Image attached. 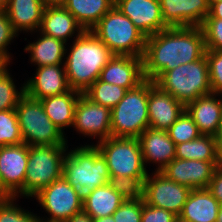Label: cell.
Returning a JSON list of instances; mask_svg holds the SVG:
<instances>
[{
  "label": "cell",
  "instance_id": "b9f144b4",
  "mask_svg": "<svg viewBox=\"0 0 222 222\" xmlns=\"http://www.w3.org/2000/svg\"><path fill=\"white\" fill-rule=\"evenodd\" d=\"M206 18L222 19V1L214 3L209 7V14Z\"/></svg>",
  "mask_w": 222,
  "mask_h": 222
},
{
  "label": "cell",
  "instance_id": "60d3db41",
  "mask_svg": "<svg viewBox=\"0 0 222 222\" xmlns=\"http://www.w3.org/2000/svg\"><path fill=\"white\" fill-rule=\"evenodd\" d=\"M207 189L218 203L222 205V172L214 171Z\"/></svg>",
  "mask_w": 222,
  "mask_h": 222
},
{
  "label": "cell",
  "instance_id": "44dd1931",
  "mask_svg": "<svg viewBox=\"0 0 222 222\" xmlns=\"http://www.w3.org/2000/svg\"><path fill=\"white\" fill-rule=\"evenodd\" d=\"M220 96L219 99L216 97ZM185 111L204 135L217 136L222 125V96L210 93L185 105Z\"/></svg>",
  "mask_w": 222,
  "mask_h": 222
},
{
  "label": "cell",
  "instance_id": "9a60e30c",
  "mask_svg": "<svg viewBox=\"0 0 222 222\" xmlns=\"http://www.w3.org/2000/svg\"><path fill=\"white\" fill-rule=\"evenodd\" d=\"M185 111V105L171 94L162 91L148 79L149 127L167 131Z\"/></svg>",
  "mask_w": 222,
  "mask_h": 222
},
{
  "label": "cell",
  "instance_id": "bcb514c9",
  "mask_svg": "<svg viewBox=\"0 0 222 222\" xmlns=\"http://www.w3.org/2000/svg\"><path fill=\"white\" fill-rule=\"evenodd\" d=\"M40 2L45 6H59L62 5L64 0H40Z\"/></svg>",
  "mask_w": 222,
  "mask_h": 222
},
{
  "label": "cell",
  "instance_id": "484cf974",
  "mask_svg": "<svg viewBox=\"0 0 222 222\" xmlns=\"http://www.w3.org/2000/svg\"><path fill=\"white\" fill-rule=\"evenodd\" d=\"M81 92L71 89L70 91L40 99L48 118L64 134V128L71 127L74 121L75 107Z\"/></svg>",
  "mask_w": 222,
  "mask_h": 222
},
{
  "label": "cell",
  "instance_id": "d6a6232c",
  "mask_svg": "<svg viewBox=\"0 0 222 222\" xmlns=\"http://www.w3.org/2000/svg\"><path fill=\"white\" fill-rule=\"evenodd\" d=\"M7 67L0 72V111L15 109L20 98L25 94L24 84L20 91L16 89Z\"/></svg>",
  "mask_w": 222,
  "mask_h": 222
},
{
  "label": "cell",
  "instance_id": "f907efd6",
  "mask_svg": "<svg viewBox=\"0 0 222 222\" xmlns=\"http://www.w3.org/2000/svg\"><path fill=\"white\" fill-rule=\"evenodd\" d=\"M216 145H222V125H221L220 131L217 135V144Z\"/></svg>",
  "mask_w": 222,
  "mask_h": 222
},
{
  "label": "cell",
  "instance_id": "277c9868",
  "mask_svg": "<svg viewBox=\"0 0 222 222\" xmlns=\"http://www.w3.org/2000/svg\"><path fill=\"white\" fill-rule=\"evenodd\" d=\"M90 31L114 55L143 57L146 37L115 5Z\"/></svg>",
  "mask_w": 222,
  "mask_h": 222
},
{
  "label": "cell",
  "instance_id": "681fc988",
  "mask_svg": "<svg viewBox=\"0 0 222 222\" xmlns=\"http://www.w3.org/2000/svg\"><path fill=\"white\" fill-rule=\"evenodd\" d=\"M8 63L0 57V72L8 67Z\"/></svg>",
  "mask_w": 222,
  "mask_h": 222
},
{
  "label": "cell",
  "instance_id": "836d02e7",
  "mask_svg": "<svg viewBox=\"0 0 222 222\" xmlns=\"http://www.w3.org/2000/svg\"><path fill=\"white\" fill-rule=\"evenodd\" d=\"M169 137L178 145L197 139L201 133L186 111L167 130Z\"/></svg>",
  "mask_w": 222,
  "mask_h": 222
},
{
  "label": "cell",
  "instance_id": "7a4b0ae2",
  "mask_svg": "<svg viewBox=\"0 0 222 222\" xmlns=\"http://www.w3.org/2000/svg\"><path fill=\"white\" fill-rule=\"evenodd\" d=\"M75 35L72 48L64 58V67L70 88L84 93L114 54L92 31Z\"/></svg>",
  "mask_w": 222,
  "mask_h": 222
},
{
  "label": "cell",
  "instance_id": "f1b7e54d",
  "mask_svg": "<svg viewBox=\"0 0 222 222\" xmlns=\"http://www.w3.org/2000/svg\"><path fill=\"white\" fill-rule=\"evenodd\" d=\"M217 136L201 134L197 139L176 145V159L215 162Z\"/></svg>",
  "mask_w": 222,
  "mask_h": 222
},
{
  "label": "cell",
  "instance_id": "f6af8a7d",
  "mask_svg": "<svg viewBox=\"0 0 222 222\" xmlns=\"http://www.w3.org/2000/svg\"><path fill=\"white\" fill-rule=\"evenodd\" d=\"M14 196L6 189L3 185L0 177V201H7L12 199Z\"/></svg>",
  "mask_w": 222,
  "mask_h": 222
},
{
  "label": "cell",
  "instance_id": "52a82bcc",
  "mask_svg": "<svg viewBox=\"0 0 222 222\" xmlns=\"http://www.w3.org/2000/svg\"><path fill=\"white\" fill-rule=\"evenodd\" d=\"M15 110L23 142L26 145H67L65 134L48 118L40 100L24 94Z\"/></svg>",
  "mask_w": 222,
  "mask_h": 222
},
{
  "label": "cell",
  "instance_id": "f5cc1de1",
  "mask_svg": "<svg viewBox=\"0 0 222 222\" xmlns=\"http://www.w3.org/2000/svg\"><path fill=\"white\" fill-rule=\"evenodd\" d=\"M44 220H45V221H44ZM44 220H43L42 217L40 218V216H39L37 222H62V221H52V220H47V219H44Z\"/></svg>",
  "mask_w": 222,
  "mask_h": 222
},
{
  "label": "cell",
  "instance_id": "e575fe53",
  "mask_svg": "<svg viewBox=\"0 0 222 222\" xmlns=\"http://www.w3.org/2000/svg\"><path fill=\"white\" fill-rule=\"evenodd\" d=\"M16 197L0 201V222H37V214L24 210L16 205Z\"/></svg>",
  "mask_w": 222,
  "mask_h": 222
},
{
  "label": "cell",
  "instance_id": "74e56055",
  "mask_svg": "<svg viewBox=\"0 0 222 222\" xmlns=\"http://www.w3.org/2000/svg\"><path fill=\"white\" fill-rule=\"evenodd\" d=\"M17 36L18 33L13 29L6 12L0 10V57L9 65L11 56L7 50V46L11 45V41Z\"/></svg>",
  "mask_w": 222,
  "mask_h": 222
},
{
  "label": "cell",
  "instance_id": "f546056e",
  "mask_svg": "<svg viewBox=\"0 0 222 222\" xmlns=\"http://www.w3.org/2000/svg\"><path fill=\"white\" fill-rule=\"evenodd\" d=\"M126 92V88L97 79L83 94L92 102L111 110L124 97Z\"/></svg>",
  "mask_w": 222,
  "mask_h": 222
},
{
  "label": "cell",
  "instance_id": "ac0fdd59",
  "mask_svg": "<svg viewBox=\"0 0 222 222\" xmlns=\"http://www.w3.org/2000/svg\"><path fill=\"white\" fill-rule=\"evenodd\" d=\"M99 80L133 89L145 80L143 58L129 55H114L100 72Z\"/></svg>",
  "mask_w": 222,
  "mask_h": 222
},
{
  "label": "cell",
  "instance_id": "c3c4849f",
  "mask_svg": "<svg viewBox=\"0 0 222 222\" xmlns=\"http://www.w3.org/2000/svg\"><path fill=\"white\" fill-rule=\"evenodd\" d=\"M9 3V0H0V10H5L7 5Z\"/></svg>",
  "mask_w": 222,
  "mask_h": 222
},
{
  "label": "cell",
  "instance_id": "603a6c76",
  "mask_svg": "<svg viewBox=\"0 0 222 222\" xmlns=\"http://www.w3.org/2000/svg\"><path fill=\"white\" fill-rule=\"evenodd\" d=\"M220 206L207 188L192 189L178 218L183 222H216Z\"/></svg>",
  "mask_w": 222,
  "mask_h": 222
},
{
  "label": "cell",
  "instance_id": "d4e9b609",
  "mask_svg": "<svg viewBox=\"0 0 222 222\" xmlns=\"http://www.w3.org/2000/svg\"><path fill=\"white\" fill-rule=\"evenodd\" d=\"M124 201L107 183L83 194L82 211L93 219L112 216Z\"/></svg>",
  "mask_w": 222,
  "mask_h": 222
},
{
  "label": "cell",
  "instance_id": "f35d334b",
  "mask_svg": "<svg viewBox=\"0 0 222 222\" xmlns=\"http://www.w3.org/2000/svg\"><path fill=\"white\" fill-rule=\"evenodd\" d=\"M142 199L125 200L112 214L115 222H141Z\"/></svg>",
  "mask_w": 222,
  "mask_h": 222
},
{
  "label": "cell",
  "instance_id": "11a10c76",
  "mask_svg": "<svg viewBox=\"0 0 222 222\" xmlns=\"http://www.w3.org/2000/svg\"><path fill=\"white\" fill-rule=\"evenodd\" d=\"M174 222H183L179 218H177Z\"/></svg>",
  "mask_w": 222,
  "mask_h": 222
},
{
  "label": "cell",
  "instance_id": "d590c367",
  "mask_svg": "<svg viewBox=\"0 0 222 222\" xmlns=\"http://www.w3.org/2000/svg\"><path fill=\"white\" fill-rule=\"evenodd\" d=\"M201 28L205 37L206 50L222 52V19L205 18Z\"/></svg>",
  "mask_w": 222,
  "mask_h": 222
},
{
  "label": "cell",
  "instance_id": "3957f363",
  "mask_svg": "<svg viewBox=\"0 0 222 222\" xmlns=\"http://www.w3.org/2000/svg\"><path fill=\"white\" fill-rule=\"evenodd\" d=\"M62 176L82 195L109 182L106 159L96 146H78L68 151L63 160Z\"/></svg>",
  "mask_w": 222,
  "mask_h": 222
},
{
  "label": "cell",
  "instance_id": "2e32d148",
  "mask_svg": "<svg viewBox=\"0 0 222 222\" xmlns=\"http://www.w3.org/2000/svg\"><path fill=\"white\" fill-rule=\"evenodd\" d=\"M160 6L168 27H201L209 14L207 0H160Z\"/></svg>",
  "mask_w": 222,
  "mask_h": 222
},
{
  "label": "cell",
  "instance_id": "4fadbf2b",
  "mask_svg": "<svg viewBox=\"0 0 222 222\" xmlns=\"http://www.w3.org/2000/svg\"><path fill=\"white\" fill-rule=\"evenodd\" d=\"M28 154L29 146L25 143L0 147V177L6 189L17 198L24 197Z\"/></svg>",
  "mask_w": 222,
  "mask_h": 222
},
{
  "label": "cell",
  "instance_id": "7bdbcfd3",
  "mask_svg": "<svg viewBox=\"0 0 222 222\" xmlns=\"http://www.w3.org/2000/svg\"><path fill=\"white\" fill-rule=\"evenodd\" d=\"M65 222H93V218L89 214L82 211L78 214H75Z\"/></svg>",
  "mask_w": 222,
  "mask_h": 222
},
{
  "label": "cell",
  "instance_id": "6da1fadb",
  "mask_svg": "<svg viewBox=\"0 0 222 222\" xmlns=\"http://www.w3.org/2000/svg\"><path fill=\"white\" fill-rule=\"evenodd\" d=\"M206 54L201 27H168L146 38L143 74L154 83L167 71Z\"/></svg>",
  "mask_w": 222,
  "mask_h": 222
},
{
  "label": "cell",
  "instance_id": "4316f807",
  "mask_svg": "<svg viewBox=\"0 0 222 222\" xmlns=\"http://www.w3.org/2000/svg\"><path fill=\"white\" fill-rule=\"evenodd\" d=\"M41 34L37 41L29 43L24 50L30 53L31 64L35 63L37 67L48 65L64 64L63 57L67 53L66 43L60 39L53 38L46 34ZM63 61V62H62Z\"/></svg>",
  "mask_w": 222,
  "mask_h": 222
},
{
  "label": "cell",
  "instance_id": "ee69618b",
  "mask_svg": "<svg viewBox=\"0 0 222 222\" xmlns=\"http://www.w3.org/2000/svg\"><path fill=\"white\" fill-rule=\"evenodd\" d=\"M215 170L222 172V145H216Z\"/></svg>",
  "mask_w": 222,
  "mask_h": 222
},
{
  "label": "cell",
  "instance_id": "ab89813d",
  "mask_svg": "<svg viewBox=\"0 0 222 222\" xmlns=\"http://www.w3.org/2000/svg\"><path fill=\"white\" fill-rule=\"evenodd\" d=\"M177 218L173 212L150 206L142 199L141 222H174Z\"/></svg>",
  "mask_w": 222,
  "mask_h": 222
},
{
  "label": "cell",
  "instance_id": "7402d4cb",
  "mask_svg": "<svg viewBox=\"0 0 222 222\" xmlns=\"http://www.w3.org/2000/svg\"><path fill=\"white\" fill-rule=\"evenodd\" d=\"M39 31L67 44L70 37L84 29L63 5H59L45 7Z\"/></svg>",
  "mask_w": 222,
  "mask_h": 222
},
{
  "label": "cell",
  "instance_id": "ffe728a7",
  "mask_svg": "<svg viewBox=\"0 0 222 222\" xmlns=\"http://www.w3.org/2000/svg\"><path fill=\"white\" fill-rule=\"evenodd\" d=\"M145 168L147 163H155V171L160 172L176 157V144L169 137L168 131L147 128L139 137Z\"/></svg>",
  "mask_w": 222,
  "mask_h": 222
},
{
  "label": "cell",
  "instance_id": "5b68a950",
  "mask_svg": "<svg viewBox=\"0 0 222 222\" xmlns=\"http://www.w3.org/2000/svg\"><path fill=\"white\" fill-rule=\"evenodd\" d=\"M155 84L184 105L212 93L206 55L165 72Z\"/></svg>",
  "mask_w": 222,
  "mask_h": 222
},
{
  "label": "cell",
  "instance_id": "4dcf8cb0",
  "mask_svg": "<svg viewBox=\"0 0 222 222\" xmlns=\"http://www.w3.org/2000/svg\"><path fill=\"white\" fill-rule=\"evenodd\" d=\"M147 177L110 176V186L124 200H140L144 196V183Z\"/></svg>",
  "mask_w": 222,
  "mask_h": 222
},
{
  "label": "cell",
  "instance_id": "e0dca14e",
  "mask_svg": "<svg viewBox=\"0 0 222 222\" xmlns=\"http://www.w3.org/2000/svg\"><path fill=\"white\" fill-rule=\"evenodd\" d=\"M215 171V162L174 159L160 172L169 180L190 189L208 188Z\"/></svg>",
  "mask_w": 222,
  "mask_h": 222
},
{
  "label": "cell",
  "instance_id": "ba28073f",
  "mask_svg": "<svg viewBox=\"0 0 222 222\" xmlns=\"http://www.w3.org/2000/svg\"><path fill=\"white\" fill-rule=\"evenodd\" d=\"M67 149V145L29 146L24 197H33L42 188L62 177Z\"/></svg>",
  "mask_w": 222,
  "mask_h": 222
},
{
  "label": "cell",
  "instance_id": "816d5d0a",
  "mask_svg": "<svg viewBox=\"0 0 222 222\" xmlns=\"http://www.w3.org/2000/svg\"><path fill=\"white\" fill-rule=\"evenodd\" d=\"M216 222H222V205L220 206V209L218 211V216L216 218Z\"/></svg>",
  "mask_w": 222,
  "mask_h": 222
},
{
  "label": "cell",
  "instance_id": "83f0119b",
  "mask_svg": "<svg viewBox=\"0 0 222 222\" xmlns=\"http://www.w3.org/2000/svg\"><path fill=\"white\" fill-rule=\"evenodd\" d=\"M62 5L75 17L84 31H90L115 5V2L114 0H64Z\"/></svg>",
  "mask_w": 222,
  "mask_h": 222
},
{
  "label": "cell",
  "instance_id": "7dc6e473",
  "mask_svg": "<svg viewBox=\"0 0 222 222\" xmlns=\"http://www.w3.org/2000/svg\"><path fill=\"white\" fill-rule=\"evenodd\" d=\"M93 222H115L113 216L101 217L93 219Z\"/></svg>",
  "mask_w": 222,
  "mask_h": 222
},
{
  "label": "cell",
  "instance_id": "db71d44e",
  "mask_svg": "<svg viewBox=\"0 0 222 222\" xmlns=\"http://www.w3.org/2000/svg\"><path fill=\"white\" fill-rule=\"evenodd\" d=\"M219 1H222V0H207L209 7H210L212 4L217 3V2H219Z\"/></svg>",
  "mask_w": 222,
  "mask_h": 222
},
{
  "label": "cell",
  "instance_id": "d6986e66",
  "mask_svg": "<svg viewBox=\"0 0 222 222\" xmlns=\"http://www.w3.org/2000/svg\"><path fill=\"white\" fill-rule=\"evenodd\" d=\"M36 69V75L24 83L27 96L40 100L71 90L64 64L42 66Z\"/></svg>",
  "mask_w": 222,
  "mask_h": 222
},
{
  "label": "cell",
  "instance_id": "30bf717a",
  "mask_svg": "<svg viewBox=\"0 0 222 222\" xmlns=\"http://www.w3.org/2000/svg\"><path fill=\"white\" fill-rule=\"evenodd\" d=\"M33 197H36L40 206L49 214L50 218L47 217V220L65 222L82 212V193L73 188L63 176L42 188Z\"/></svg>",
  "mask_w": 222,
  "mask_h": 222
},
{
  "label": "cell",
  "instance_id": "1f68e13d",
  "mask_svg": "<svg viewBox=\"0 0 222 222\" xmlns=\"http://www.w3.org/2000/svg\"><path fill=\"white\" fill-rule=\"evenodd\" d=\"M24 143L15 109L0 111V147Z\"/></svg>",
  "mask_w": 222,
  "mask_h": 222
},
{
  "label": "cell",
  "instance_id": "7c38bea8",
  "mask_svg": "<svg viewBox=\"0 0 222 222\" xmlns=\"http://www.w3.org/2000/svg\"><path fill=\"white\" fill-rule=\"evenodd\" d=\"M72 126L85 137L98 136V142H101L111 137V110L92 102L81 93L75 107Z\"/></svg>",
  "mask_w": 222,
  "mask_h": 222
},
{
  "label": "cell",
  "instance_id": "cb8c5ba5",
  "mask_svg": "<svg viewBox=\"0 0 222 222\" xmlns=\"http://www.w3.org/2000/svg\"><path fill=\"white\" fill-rule=\"evenodd\" d=\"M45 6L40 0H9L4 10L13 29L25 32H37L40 28Z\"/></svg>",
  "mask_w": 222,
  "mask_h": 222
},
{
  "label": "cell",
  "instance_id": "8d00e7d4",
  "mask_svg": "<svg viewBox=\"0 0 222 222\" xmlns=\"http://www.w3.org/2000/svg\"><path fill=\"white\" fill-rule=\"evenodd\" d=\"M212 93L222 95V52L206 50Z\"/></svg>",
  "mask_w": 222,
  "mask_h": 222
},
{
  "label": "cell",
  "instance_id": "8992f818",
  "mask_svg": "<svg viewBox=\"0 0 222 222\" xmlns=\"http://www.w3.org/2000/svg\"><path fill=\"white\" fill-rule=\"evenodd\" d=\"M149 128L148 79L133 89L111 109V137L138 138Z\"/></svg>",
  "mask_w": 222,
  "mask_h": 222
},
{
  "label": "cell",
  "instance_id": "9c48e42d",
  "mask_svg": "<svg viewBox=\"0 0 222 222\" xmlns=\"http://www.w3.org/2000/svg\"><path fill=\"white\" fill-rule=\"evenodd\" d=\"M110 176L147 177L138 138L109 137L96 145Z\"/></svg>",
  "mask_w": 222,
  "mask_h": 222
},
{
  "label": "cell",
  "instance_id": "8fae6325",
  "mask_svg": "<svg viewBox=\"0 0 222 222\" xmlns=\"http://www.w3.org/2000/svg\"><path fill=\"white\" fill-rule=\"evenodd\" d=\"M191 190L154 171L145 179L143 200L150 206L163 208L179 216Z\"/></svg>",
  "mask_w": 222,
  "mask_h": 222
},
{
  "label": "cell",
  "instance_id": "5bb4252c",
  "mask_svg": "<svg viewBox=\"0 0 222 222\" xmlns=\"http://www.w3.org/2000/svg\"><path fill=\"white\" fill-rule=\"evenodd\" d=\"M115 6L146 38L168 28L162 19L160 0H116Z\"/></svg>",
  "mask_w": 222,
  "mask_h": 222
}]
</instances>
